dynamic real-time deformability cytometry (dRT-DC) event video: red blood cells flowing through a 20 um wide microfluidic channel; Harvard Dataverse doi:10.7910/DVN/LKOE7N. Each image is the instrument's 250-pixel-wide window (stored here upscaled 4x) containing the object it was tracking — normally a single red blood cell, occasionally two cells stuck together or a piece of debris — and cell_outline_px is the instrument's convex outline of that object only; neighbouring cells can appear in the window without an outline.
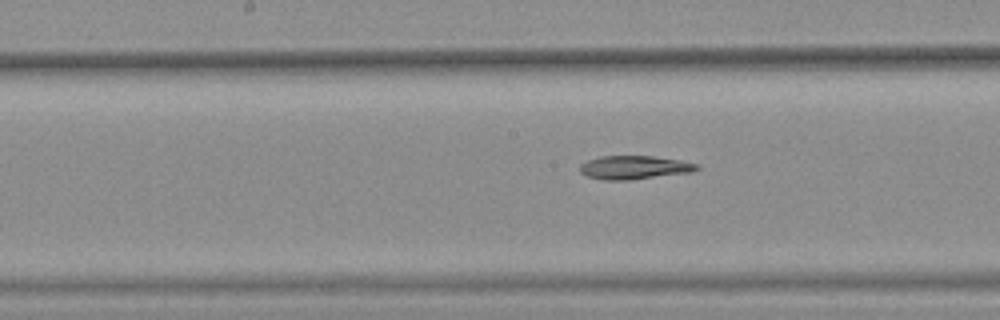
{"species": "common noctule bat (a hibernating species)", "species_latin": "Nyctalus noctula", "temperature_condition": "warm", "stored_images_in_passage": 29, "segment_of_instrument_passage": [2, 2], "camera_frame_rate_fps": 3000, "um_per_image_px": 0.085, "animal": {"sex": "female", "body_mass_g": 25.1}, "frame": {"image": 1, "passage_image": 29, "time_ms": 9.333, "image_size_px": [1000, 320], "cell_outline_px": [[700, 168], [692, 172], [628, 180], [604, 180], [588, 176], [580, 172], [580, 164], [588, 160], [600, 156], [652, 156], [680, 160], [700, 164]], "centroid_in_image_um": [53.93, 14.23], "position_along_channel_um": 194.3, "area_um2": 16.01}}